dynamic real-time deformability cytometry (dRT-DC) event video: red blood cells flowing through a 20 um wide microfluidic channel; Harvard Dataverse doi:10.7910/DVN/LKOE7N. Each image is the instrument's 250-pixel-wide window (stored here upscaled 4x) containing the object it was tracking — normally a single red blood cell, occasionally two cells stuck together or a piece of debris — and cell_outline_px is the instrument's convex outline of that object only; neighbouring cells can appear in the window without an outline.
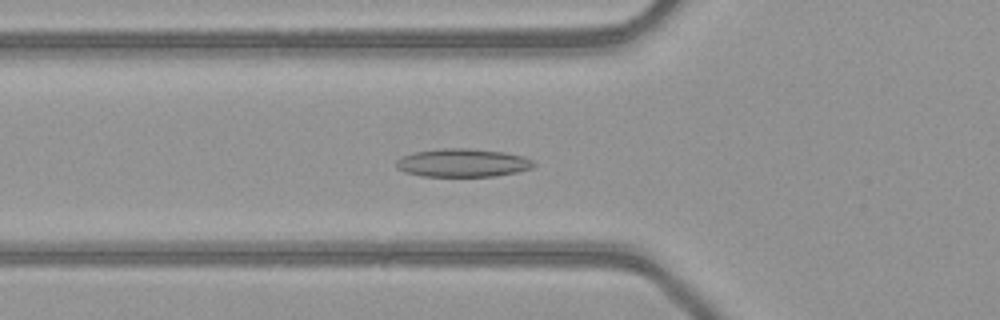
{"species": "common noctule bat (a hibernating species)", "species_latin": "Nyctalus noctula", "temperature_condition": "warm", "stored_images_in_passage": 37, "camera_frame_rate_fps": 3000, "um_per_image_px": 0.085, "animal": {"sex": "female", "body_mass_g": 21.9}, "frame": {"image": 1, "passage_image": 5, "time_ms": 1.333, "image_size_px": [1000, 320], "cell_outline_px": [[536, 164], [532, 168], [516, 172], [496, 176], [420, 176], [404, 172], [396, 168], [396, 160], [400, 156], [412, 152], [440, 148], [468, 148], [504, 152], [524, 156], [532, 160]], "centroid_in_image_um": [39.29, 13.83], "position_along_channel_um": 86.5, "area_um2": 22.89}}
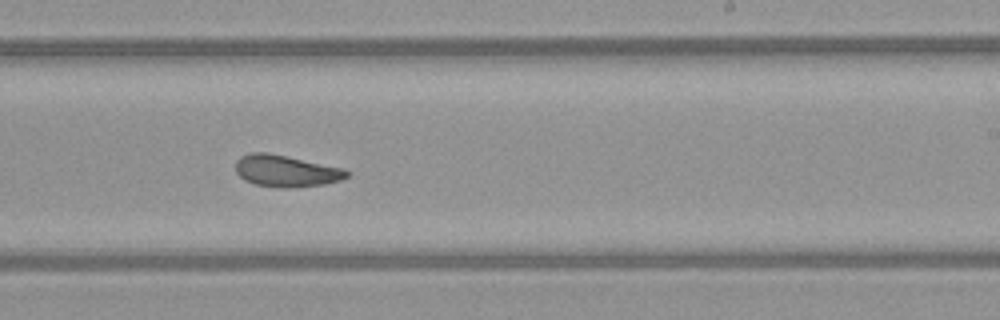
{"frame": {"image": 2, "passage_image": 18, "time_ms": 5.667, "image_size_px": [1000, 320], "cell_outline_px": [[352, 172], [348, 176], [340, 180], [324, 184], [288, 188], [284, 188], [256, 184], [244, 180], [236, 172], [236, 160], [240, 156], [252, 152], [268, 152], [344, 168]], "centroid_in_image_um": [24.32, 14.52], "position_along_channel_um": 264.7, "area_um2": 20.58}}
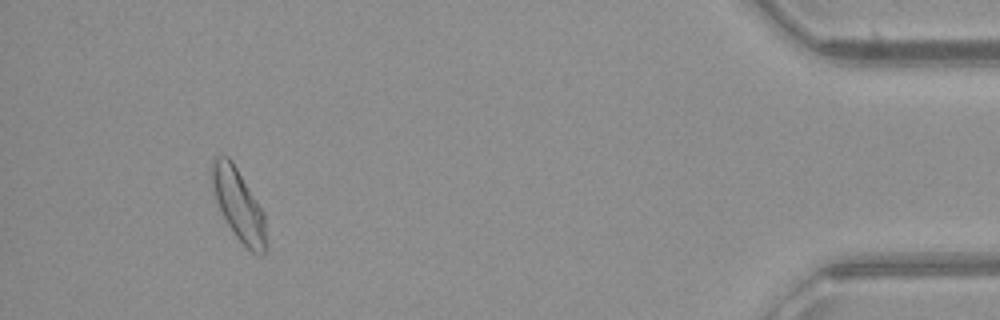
{"frame": {"image": 3, "passage_image": 34, "time_ms": 11.0, "image_size_px": [1000, 320], "cell_outline_px": [[268, 244], [264, 252], [260, 256], [252, 252], [232, 232], [216, 200], [212, 188], [212, 160], [216, 156], [228, 156], [232, 160], [264, 212]], "centroid_in_image_um": [20.31, 17.43], "position_along_channel_um": 414.9, "area_um2": 22.48}, "authors_computed_cell_mechanics": {"area_um2": 20.8658, "velocity_mm_per_s": 4.088, "shape_relaxation_time_tau1_ms": 7.9553, "shape_relaxation_time_tau2_ms": 2.5205, "deformation_change_tau1": 0.1828, "deformation_change_tau2": 0.0812}}